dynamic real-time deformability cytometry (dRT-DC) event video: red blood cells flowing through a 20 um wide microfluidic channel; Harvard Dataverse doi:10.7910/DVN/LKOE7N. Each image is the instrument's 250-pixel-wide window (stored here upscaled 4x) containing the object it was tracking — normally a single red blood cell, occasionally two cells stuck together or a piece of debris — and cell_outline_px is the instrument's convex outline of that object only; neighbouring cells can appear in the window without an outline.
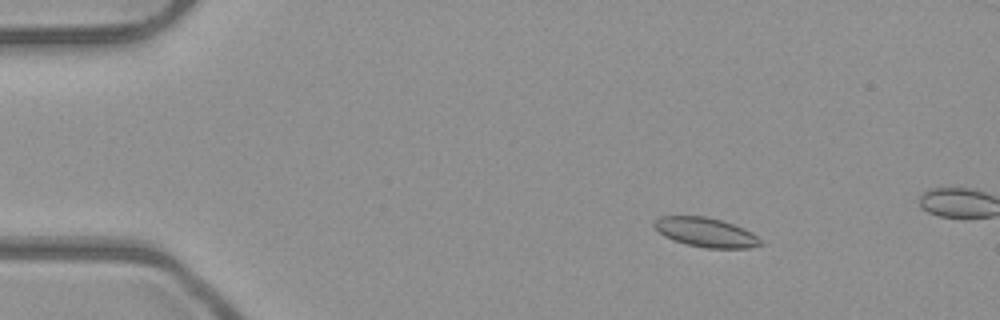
{"species": "common noctule bat (a hibernating species)", "species_latin": "Nyctalus noctula", "temperature_condition": "room temperature", "stored_images_in_passage": 15, "camera_frame_rate_fps": 3000, "um_per_image_px": 0.085, "animal": {"sex": "male", "body_mass_g": 23.1, "forearm_length_mm": 52.7}, "frame": {"image": 1, "passage_image": 9, "time_ms": 2.667, "image_size_px": [1000, 320], "cell_outline_px": [[764, 244], [748, 248], [704, 248], [672, 240], [664, 236], [652, 224], [660, 216], [704, 216], [720, 220], [744, 228], [752, 232]], "centroid_in_image_um": [59.99, 19.75], "position_along_channel_um": 25.0, "area_um2": 18.03}}